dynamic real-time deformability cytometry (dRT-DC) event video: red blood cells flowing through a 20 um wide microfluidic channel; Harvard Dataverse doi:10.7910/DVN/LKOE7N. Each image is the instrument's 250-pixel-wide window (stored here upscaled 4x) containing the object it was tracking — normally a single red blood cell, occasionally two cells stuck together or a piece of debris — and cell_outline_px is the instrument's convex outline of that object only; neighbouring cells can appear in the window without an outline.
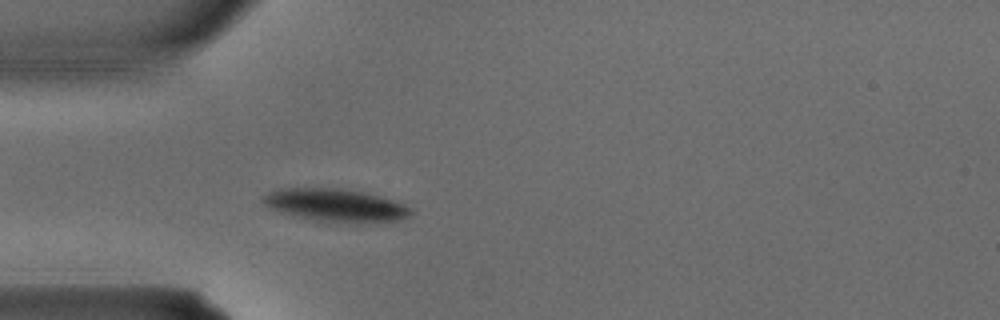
{"species": "common noctule bat (a hibernating species)", "species_latin": "Nyctalus noctula", "temperature_condition": "warm", "stored_images_in_passage": 5, "camera_frame_rate_fps": 3000, "um_per_image_px": 0.085, "animal": {"sex": "male", "body_mass_g": 15.6}, "frame": {"image": 1, "passage_image": 5, "time_ms": 1.333, "image_size_px": [1000, 320], "cell_outline_px": [[412, 212], [408, 216], [396, 220], [316, 220], [280, 212], [264, 204], [260, 200], [260, 196], [276, 188], [344, 188], [364, 192], [380, 196], [404, 204], [412, 208]], "centroid_in_image_um": [28.42, 17.37], "position_along_channel_um": 56.6, "area_um2": 27.28}}